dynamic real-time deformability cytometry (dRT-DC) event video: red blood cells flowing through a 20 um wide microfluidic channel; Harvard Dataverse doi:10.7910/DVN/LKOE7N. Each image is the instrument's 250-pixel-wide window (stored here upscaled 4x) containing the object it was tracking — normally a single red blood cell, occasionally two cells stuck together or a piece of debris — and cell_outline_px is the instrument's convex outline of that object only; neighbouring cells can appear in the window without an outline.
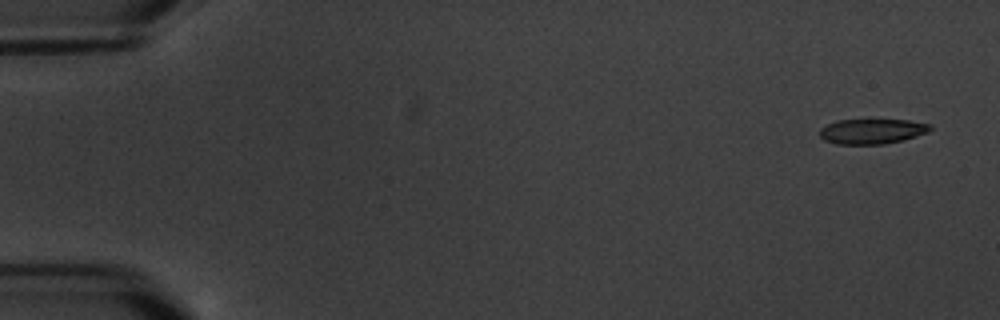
{"species": "common noctule bat (a hibernating species)", "species_latin": "Nyctalus noctula", "temperature_condition": "warm", "stored_images_in_passage": 6, "camera_frame_rate_fps": 3000, "um_per_image_px": 0.085, "animal": {"sex": "male", "body_mass_g": 20.1, "forearm_length_mm": 53.5}, "frame": {"image": 1, "passage_image": 1, "time_ms": 0.0, "image_size_px": [1000, 320], "cell_outline_px": [[932, 128], [928, 132], [916, 136], [884, 144], [836, 144], [824, 140], [820, 136], [820, 128], [836, 120], [908, 120], [932, 124]], "centroid_in_image_um": [74.12, 11.16], "position_along_channel_um": 10.9, "area_um2": 16.07}}